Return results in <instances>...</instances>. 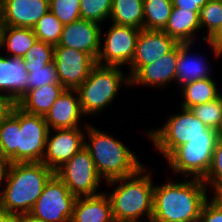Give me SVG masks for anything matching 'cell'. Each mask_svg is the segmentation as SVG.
I'll return each instance as SVG.
<instances>
[{
    "label": "cell",
    "instance_id": "cell-1",
    "mask_svg": "<svg viewBox=\"0 0 222 222\" xmlns=\"http://www.w3.org/2000/svg\"><path fill=\"white\" fill-rule=\"evenodd\" d=\"M48 132L43 116L27 113L15 104L0 124V156L9 164L42 162Z\"/></svg>",
    "mask_w": 222,
    "mask_h": 222
},
{
    "label": "cell",
    "instance_id": "cell-2",
    "mask_svg": "<svg viewBox=\"0 0 222 222\" xmlns=\"http://www.w3.org/2000/svg\"><path fill=\"white\" fill-rule=\"evenodd\" d=\"M150 170V171H149ZM154 169L142 166L136 173L107 181L114 222H150L154 202Z\"/></svg>",
    "mask_w": 222,
    "mask_h": 222
},
{
    "label": "cell",
    "instance_id": "cell-3",
    "mask_svg": "<svg viewBox=\"0 0 222 222\" xmlns=\"http://www.w3.org/2000/svg\"><path fill=\"white\" fill-rule=\"evenodd\" d=\"M170 178L154 185L153 215L151 221H199L208 188L202 179ZM184 180V181H183Z\"/></svg>",
    "mask_w": 222,
    "mask_h": 222
},
{
    "label": "cell",
    "instance_id": "cell-4",
    "mask_svg": "<svg viewBox=\"0 0 222 222\" xmlns=\"http://www.w3.org/2000/svg\"><path fill=\"white\" fill-rule=\"evenodd\" d=\"M54 174L42 162L9 164L0 194V208L16 216L29 214Z\"/></svg>",
    "mask_w": 222,
    "mask_h": 222
},
{
    "label": "cell",
    "instance_id": "cell-5",
    "mask_svg": "<svg viewBox=\"0 0 222 222\" xmlns=\"http://www.w3.org/2000/svg\"><path fill=\"white\" fill-rule=\"evenodd\" d=\"M85 148L104 182L132 175L144 166L122 140L90 123L86 126Z\"/></svg>",
    "mask_w": 222,
    "mask_h": 222
},
{
    "label": "cell",
    "instance_id": "cell-6",
    "mask_svg": "<svg viewBox=\"0 0 222 222\" xmlns=\"http://www.w3.org/2000/svg\"><path fill=\"white\" fill-rule=\"evenodd\" d=\"M123 67L96 64L88 78L76 89L83 114L89 119L100 116L114 100L121 89L130 87V78Z\"/></svg>",
    "mask_w": 222,
    "mask_h": 222
},
{
    "label": "cell",
    "instance_id": "cell-7",
    "mask_svg": "<svg viewBox=\"0 0 222 222\" xmlns=\"http://www.w3.org/2000/svg\"><path fill=\"white\" fill-rule=\"evenodd\" d=\"M179 108L180 112L170 114L163 126L150 128L144 133L164 159L196 136H219L218 131L208 128L190 109Z\"/></svg>",
    "mask_w": 222,
    "mask_h": 222
},
{
    "label": "cell",
    "instance_id": "cell-8",
    "mask_svg": "<svg viewBox=\"0 0 222 222\" xmlns=\"http://www.w3.org/2000/svg\"><path fill=\"white\" fill-rule=\"evenodd\" d=\"M219 136H196L178 146L166 159L171 174L179 178L204 179Z\"/></svg>",
    "mask_w": 222,
    "mask_h": 222
},
{
    "label": "cell",
    "instance_id": "cell-9",
    "mask_svg": "<svg viewBox=\"0 0 222 222\" xmlns=\"http://www.w3.org/2000/svg\"><path fill=\"white\" fill-rule=\"evenodd\" d=\"M55 175L76 197L100 194L103 191L99 188L106 183L98 174L90 152L85 147L59 167Z\"/></svg>",
    "mask_w": 222,
    "mask_h": 222
},
{
    "label": "cell",
    "instance_id": "cell-10",
    "mask_svg": "<svg viewBox=\"0 0 222 222\" xmlns=\"http://www.w3.org/2000/svg\"><path fill=\"white\" fill-rule=\"evenodd\" d=\"M108 25L106 31H103L104 25L101 27L100 50L96 64L124 68L128 65L126 67H129L141 29L112 22Z\"/></svg>",
    "mask_w": 222,
    "mask_h": 222
},
{
    "label": "cell",
    "instance_id": "cell-11",
    "mask_svg": "<svg viewBox=\"0 0 222 222\" xmlns=\"http://www.w3.org/2000/svg\"><path fill=\"white\" fill-rule=\"evenodd\" d=\"M77 197L54 174L29 215L43 222H71Z\"/></svg>",
    "mask_w": 222,
    "mask_h": 222
},
{
    "label": "cell",
    "instance_id": "cell-12",
    "mask_svg": "<svg viewBox=\"0 0 222 222\" xmlns=\"http://www.w3.org/2000/svg\"><path fill=\"white\" fill-rule=\"evenodd\" d=\"M53 61L59 82L69 90H76L96 65V60L88 53L58 45L54 47Z\"/></svg>",
    "mask_w": 222,
    "mask_h": 222
},
{
    "label": "cell",
    "instance_id": "cell-13",
    "mask_svg": "<svg viewBox=\"0 0 222 222\" xmlns=\"http://www.w3.org/2000/svg\"><path fill=\"white\" fill-rule=\"evenodd\" d=\"M84 132H86V126L83 128L49 130L42 163L55 172L85 147Z\"/></svg>",
    "mask_w": 222,
    "mask_h": 222
},
{
    "label": "cell",
    "instance_id": "cell-14",
    "mask_svg": "<svg viewBox=\"0 0 222 222\" xmlns=\"http://www.w3.org/2000/svg\"><path fill=\"white\" fill-rule=\"evenodd\" d=\"M178 43L163 30L141 29L134 57L127 74L131 79L143 66L149 65L169 53Z\"/></svg>",
    "mask_w": 222,
    "mask_h": 222
},
{
    "label": "cell",
    "instance_id": "cell-15",
    "mask_svg": "<svg viewBox=\"0 0 222 222\" xmlns=\"http://www.w3.org/2000/svg\"><path fill=\"white\" fill-rule=\"evenodd\" d=\"M179 43L162 58L152 64L143 66L131 79L130 88L144 86L147 88L163 89L175 84ZM171 83V84H170ZM170 85V86H169ZM169 86V87H168Z\"/></svg>",
    "mask_w": 222,
    "mask_h": 222
},
{
    "label": "cell",
    "instance_id": "cell-16",
    "mask_svg": "<svg viewBox=\"0 0 222 222\" xmlns=\"http://www.w3.org/2000/svg\"><path fill=\"white\" fill-rule=\"evenodd\" d=\"M101 27V24L85 19L65 24L57 45L86 52L96 60L100 50Z\"/></svg>",
    "mask_w": 222,
    "mask_h": 222
},
{
    "label": "cell",
    "instance_id": "cell-17",
    "mask_svg": "<svg viewBox=\"0 0 222 222\" xmlns=\"http://www.w3.org/2000/svg\"><path fill=\"white\" fill-rule=\"evenodd\" d=\"M85 117L77 90L65 89L44 118L49 130H51L82 128V125L87 126L89 124L87 121H82Z\"/></svg>",
    "mask_w": 222,
    "mask_h": 222
},
{
    "label": "cell",
    "instance_id": "cell-18",
    "mask_svg": "<svg viewBox=\"0 0 222 222\" xmlns=\"http://www.w3.org/2000/svg\"><path fill=\"white\" fill-rule=\"evenodd\" d=\"M193 44L195 45L196 43H179V57L175 78L176 88H181L185 84L204 78H213L214 73L212 71L214 68L212 67L214 66L211 65V58L209 60L206 55H203L205 53L199 54L200 52L193 51Z\"/></svg>",
    "mask_w": 222,
    "mask_h": 222
},
{
    "label": "cell",
    "instance_id": "cell-19",
    "mask_svg": "<svg viewBox=\"0 0 222 222\" xmlns=\"http://www.w3.org/2000/svg\"><path fill=\"white\" fill-rule=\"evenodd\" d=\"M5 26L33 28L50 11L49 0H0Z\"/></svg>",
    "mask_w": 222,
    "mask_h": 222
},
{
    "label": "cell",
    "instance_id": "cell-20",
    "mask_svg": "<svg viewBox=\"0 0 222 222\" xmlns=\"http://www.w3.org/2000/svg\"><path fill=\"white\" fill-rule=\"evenodd\" d=\"M27 79L23 58L10 57L0 51V94L16 104L27 92Z\"/></svg>",
    "mask_w": 222,
    "mask_h": 222
},
{
    "label": "cell",
    "instance_id": "cell-21",
    "mask_svg": "<svg viewBox=\"0 0 222 222\" xmlns=\"http://www.w3.org/2000/svg\"><path fill=\"white\" fill-rule=\"evenodd\" d=\"M106 189L93 196L77 197L71 222H114Z\"/></svg>",
    "mask_w": 222,
    "mask_h": 222
},
{
    "label": "cell",
    "instance_id": "cell-22",
    "mask_svg": "<svg viewBox=\"0 0 222 222\" xmlns=\"http://www.w3.org/2000/svg\"><path fill=\"white\" fill-rule=\"evenodd\" d=\"M163 31L177 43H196L200 38L199 12L173 7Z\"/></svg>",
    "mask_w": 222,
    "mask_h": 222
},
{
    "label": "cell",
    "instance_id": "cell-23",
    "mask_svg": "<svg viewBox=\"0 0 222 222\" xmlns=\"http://www.w3.org/2000/svg\"><path fill=\"white\" fill-rule=\"evenodd\" d=\"M61 83H52L27 91L16 103L23 111L45 117L56 99L64 92Z\"/></svg>",
    "mask_w": 222,
    "mask_h": 222
},
{
    "label": "cell",
    "instance_id": "cell-24",
    "mask_svg": "<svg viewBox=\"0 0 222 222\" xmlns=\"http://www.w3.org/2000/svg\"><path fill=\"white\" fill-rule=\"evenodd\" d=\"M218 86L219 81L217 82L216 79L204 78L185 84L180 89L177 88V90H181L179 94L181 98L183 97V100L180 102L181 105L179 106L190 109L195 105H201L215 100L222 94Z\"/></svg>",
    "mask_w": 222,
    "mask_h": 222
},
{
    "label": "cell",
    "instance_id": "cell-25",
    "mask_svg": "<svg viewBox=\"0 0 222 222\" xmlns=\"http://www.w3.org/2000/svg\"><path fill=\"white\" fill-rule=\"evenodd\" d=\"M36 40L32 28L4 26L0 51L10 57L23 58Z\"/></svg>",
    "mask_w": 222,
    "mask_h": 222
},
{
    "label": "cell",
    "instance_id": "cell-26",
    "mask_svg": "<svg viewBox=\"0 0 222 222\" xmlns=\"http://www.w3.org/2000/svg\"><path fill=\"white\" fill-rule=\"evenodd\" d=\"M109 22L144 29L143 0H112Z\"/></svg>",
    "mask_w": 222,
    "mask_h": 222
},
{
    "label": "cell",
    "instance_id": "cell-27",
    "mask_svg": "<svg viewBox=\"0 0 222 222\" xmlns=\"http://www.w3.org/2000/svg\"><path fill=\"white\" fill-rule=\"evenodd\" d=\"M144 29L163 30L168 22L172 0H143Z\"/></svg>",
    "mask_w": 222,
    "mask_h": 222
},
{
    "label": "cell",
    "instance_id": "cell-28",
    "mask_svg": "<svg viewBox=\"0 0 222 222\" xmlns=\"http://www.w3.org/2000/svg\"><path fill=\"white\" fill-rule=\"evenodd\" d=\"M64 25L61 21L51 12L43 15L39 21L32 28L37 40L57 45L61 38Z\"/></svg>",
    "mask_w": 222,
    "mask_h": 222
},
{
    "label": "cell",
    "instance_id": "cell-29",
    "mask_svg": "<svg viewBox=\"0 0 222 222\" xmlns=\"http://www.w3.org/2000/svg\"><path fill=\"white\" fill-rule=\"evenodd\" d=\"M199 21L200 31L206 34L200 40L205 41L222 24V1L209 0L199 11Z\"/></svg>",
    "mask_w": 222,
    "mask_h": 222
},
{
    "label": "cell",
    "instance_id": "cell-30",
    "mask_svg": "<svg viewBox=\"0 0 222 222\" xmlns=\"http://www.w3.org/2000/svg\"><path fill=\"white\" fill-rule=\"evenodd\" d=\"M194 116L208 128L220 131L222 128V94L213 101L190 108Z\"/></svg>",
    "mask_w": 222,
    "mask_h": 222
},
{
    "label": "cell",
    "instance_id": "cell-31",
    "mask_svg": "<svg viewBox=\"0 0 222 222\" xmlns=\"http://www.w3.org/2000/svg\"><path fill=\"white\" fill-rule=\"evenodd\" d=\"M112 0H80L81 19L103 25L109 22Z\"/></svg>",
    "mask_w": 222,
    "mask_h": 222
},
{
    "label": "cell",
    "instance_id": "cell-32",
    "mask_svg": "<svg viewBox=\"0 0 222 222\" xmlns=\"http://www.w3.org/2000/svg\"><path fill=\"white\" fill-rule=\"evenodd\" d=\"M54 45L36 40L34 45L23 57L24 66L29 73V67H45L54 60Z\"/></svg>",
    "mask_w": 222,
    "mask_h": 222
},
{
    "label": "cell",
    "instance_id": "cell-33",
    "mask_svg": "<svg viewBox=\"0 0 222 222\" xmlns=\"http://www.w3.org/2000/svg\"><path fill=\"white\" fill-rule=\"evenodd\" d=\"M52 83H60L54 61L45 67H29L27 91Z\"/></svg>",
    "mask_w": 222,
    "mask_h": 222
},
{
    "label": "cell",
    "instance_id": "cell-34",
    "mask_svg": "<svg viewBox=\"0 0 222 222\" xmlns=\"http://www.w3.org/2000/svg\"><path fill=\"white\" fill-rule=\"evenodd\" d=\"M50 11L63 25L81 19L80 0H49Z\"/></svg>",
    "mask_w": 222,
    "mask_h": 222
},
{
    "label": "cell",
    "instance_id": "cell-35",
    "mask_svg": "<svg viewBox=\"0 0 222 222\" xmlns=\"http://www.w3.org/2000/svg\"><path fill=\"white\" fill-rule=\"evenodd\" d=\"M203 182L208 190L212 186L222 185V141L220 139L215 145L211 164Z\"/></svg>",
    "mask_w": 222,
    "mask_h": 222
},
{
    "label": "cell",
    "instance_id": "cell-36",
    "mask_svg": "<svg viewBox=\"0 0 222 222\" xmlns=\"http://www.w3.org/2000/svg\"><path fill=\"white\" fill-rule=\"evenodd\" d=\"M199 221L222 222V209H220L208 198L202 206Z\"/></svg>",
    "mask_w": 222,
    "mask_h": 222
},
{
    "label": "cell",
    "instance_id": "cell-37",
    "mask_svg": "<svg viewBox=\"0 0 222 222\" xmlns=\"http://www.w3.org/2000/svg\"><path fill=\"white\" fill-rule=\"evenodd\" d=\"M202 43L209 46V49L212 51L210 53L213 54L215 60L218 58L220 59L221 57L218 53V49L222 46V24L207 40L203 41Z\"/></svg>",
    "mask_w": 222,
    "mask_h": 222
},
{
    "label": "cell",
    "instance_id": "cell-38",
    "mask_svg": "<svg viewBox=\"0 0 222 222\" xmlns=\"http://www.w3.org/2000/svg\"><path fill=\"white\" fill-rule=\"evenodd\" d=\"M209 0H172V5L177 9H186L193 12H199L200 9L208 2Z\"/></svg>",
    "mask_w": 222,
    "mask_h": 222
},
{
    "label": "cell",
    "instance_id": "cell-39",
    "mask_svg": "<svg viewBox=\"0 0 222 222\" xmlns=\"http://www.w3.org/2000/svg\"><path fill=\"white\" fill-rule=\"evenodd\" d=\"M14 105L8 96L0 94V124L11 113Z\"/></svg>",
    "mask_w": 222,
    "mask_h": 222
},
{
    "label": "cell",
    "instance_id": "cell-40",
    "mask_svg": "<svg viewBox=\"0 0 222 222\" xmlns=\"http://www.w3.org/2000/svg\"><path fill=\"white\" fill-rule=\"evenodd\" d=\"M208 191L211 193L208 198L220 209H222V185L212 186Z\"/></svg>",
    "mask_w": 222,
    "mask_h": 222
},
{
    "label": "cell",
    "instance_id": "cell-41",
    "mask_svg": "<svg viewBox=\"0 0 222 222\" xmlns=\"http://www.w3.org/2000/svg\"><path fill=\"white\" fill-rule=\"evenodd\" d=\"M8 166H9L8 160L0 156V194H1L2 187L5 181V176H6Z\"/></svg>",
    "mask_w": 222,
    "mask_h": 222
},
{
    "label": "cell",
    "instance_id": "cell-42",
    "mask_svg": "<svg viewBox=\"0 0 222 222\" xmlns=\"http://www.w3.org/2000/svg\"><path fill=\"white\" fill-rule=\"evenodd\" d=\"M0 222H18V216L0 208Z\"/></svg>",
    "mask_w": 222,
    "mask_h": 222
},
{
    "label": "cell",
    "instance_id": "cell-43",
    "mask_svg": "<svg viewBox=\"0 0 222 222\" xmlns=\"http://www.w3.org/2000/svg\"><path fill=\"white\" fill-rule=\"evenodd\" d=\"M18 222H43L41 220L35 219L29 214L18 216Z\"/></svg>",
    "mask_w": 222,
    "mask_h": 222
},
{
    "label": "cell",
    "instance_id": "cell-44",
    "mask_svg": "<svg viewBox=\"0 0 222 222\" xmlns=\"http://www.w3.org/2000/svg\"><path fill=\"white\" fill-rule=\"evenodd\" d=\"M4 19H3V15H2V9L0 7V48L2 45V36H3V29H4Z\"/></svg>",
    "mask_w": 222,
    "mask_h": 222
},
{
    "label": "cell",
    "instance_id": "cell-45",
    "mask_svg": "<svg viewBox=\"0 0 222 222\" xmlns=\"http://www.w3.org/2000/svg\"><path fill=\"white\" fill-rule=\"evenodd\" d=\"M150 222H187V221L174 220V221H150Z\"/></svg>",
    "mask_w": 222,
    "mask_h": 222
},
{
    "label": "cell",
    "instance_id": "cell-46",
    "mask_svg": "<svg viewBox=\"0 0 222 222\" xmlns=\"http://www.w3.org/2000/svg\"><path fill=\"white\" fill-rule=\"evenodd\" d=\"M218 53H219L220 57H222V46L218 49Z\"/></svg>",
    "mask_w": 222,
    "mask_h": 222
},
{
    "label": "cell",
    "instance_id": "cell-47",
    "mask_svg": "<svg viewBox=\"0 0 222 222\" xmlns=\"http://www.w3.org/2000/svg\"><path fill=\"white\" fill-rule=\"evenodd\" d=\"M219 139L222 141V128H221V130L219 131Z\"/></svg>",
    "mask_w": 222,
    "mask_h": 222
}]
</instances>
